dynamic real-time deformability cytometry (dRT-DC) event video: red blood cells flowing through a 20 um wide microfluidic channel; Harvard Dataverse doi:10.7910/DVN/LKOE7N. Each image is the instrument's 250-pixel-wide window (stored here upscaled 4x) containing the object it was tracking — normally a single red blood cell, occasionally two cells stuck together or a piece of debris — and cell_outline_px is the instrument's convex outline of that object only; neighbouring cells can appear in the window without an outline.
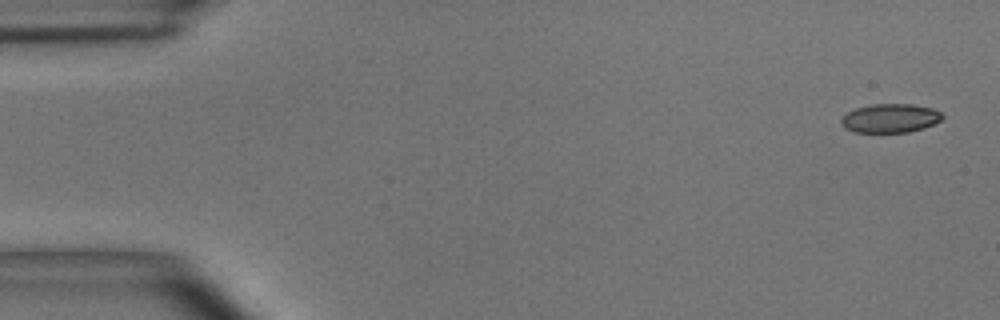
{"species": "common noctule bat (a hibernating species)", "species_latin": "Nyctalus noctula", "temperature_condition": "room temperature", "stored_images_in_passage": 5, "camera_frame_rate_fps": 3000, "um_per_image_px": 0.085, "animal": {"sex": "male", "body_mass_g": 15.6}, "frame": {"image": 1, "passage_image": 1, "time_ms": 0.0, "image_size_px": [1000, 320], "cell_outline_px": [[944, 116], [940, 120], [924, 128], [908, 132], [856, 132], [844, 128], [840, 124], [840, 120], [848, 112], [856, 108], [872, 104], [912, 104], [932, 108], [940, 112]], "centroid_in_image_um": [75.65, 10.05], "position_along_channel_um": 9.3, "area_um2": 16.94}}
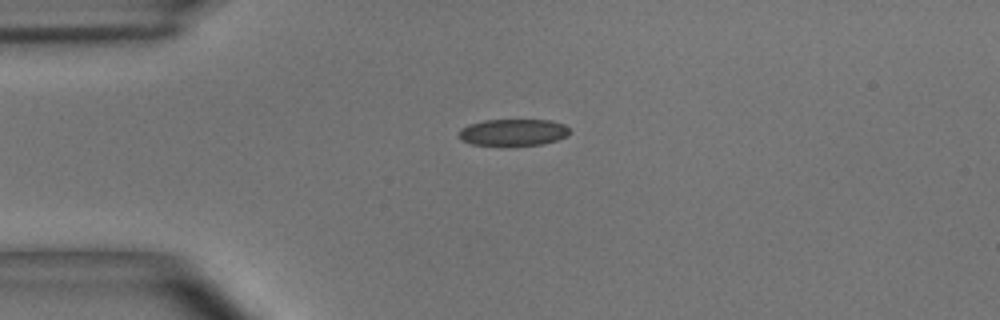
{"frame": {"image": 2, "passage_image": 4, "time_ms": 1.0, "image_size_px": [1000, 320], "cell_outline_px": [[572, 132], [568, 136], [544, 144], [472, 144], [460, 140], [460, 128], [468, 124], [484, 120], [552, 120], [564, 124]], "centroid_in_image_um": [43.66, 11.22], "position_along_channel_um": 41.3, "area_um2": 17.05}}